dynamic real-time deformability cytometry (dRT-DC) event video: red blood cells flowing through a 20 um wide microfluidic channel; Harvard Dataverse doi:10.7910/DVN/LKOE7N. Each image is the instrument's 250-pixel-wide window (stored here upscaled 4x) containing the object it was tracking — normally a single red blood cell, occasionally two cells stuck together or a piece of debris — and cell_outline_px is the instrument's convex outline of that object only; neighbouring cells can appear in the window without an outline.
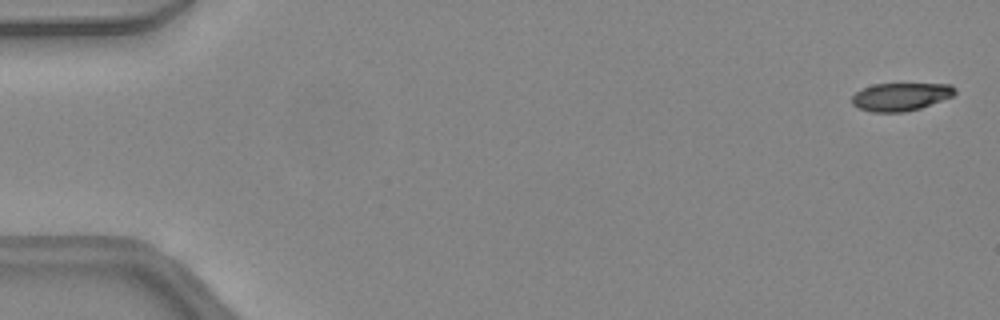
{"species": "common noctule bat (a hibernating species)", "species_latin": "Nyctalus noctula", "temperature_condition": "warm", "stored_images_in_passage": 47, "camera_frame_rate_fps": 3000, "um_per_image_px": 0.085, "animal": {"sex": "female", "body_mass_g": 24.6, "forearm_length_mm": 56.2}, "frame": {"image": 1, "passage_image": 2, "time_ms": 0.333, "image_size_px": [1000, 320], "cell_outline_px": [[956, 92], [952, 96], [920, 108], [904, 112], [872, 112], [860, 108], [852, 104], [852, 96], [856, 92], [864, 88], [876, 84], [952, 84], [956, 88]], "centroid_in_image_um": [76.57, 8.22], "position_along_channel_um": 8.4, "area_um2": 16.59}}
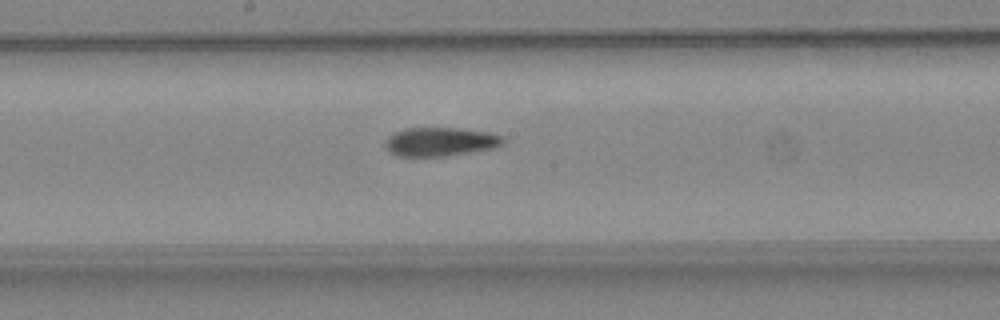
{"frame": {"image": 2, "passage_image": 26, "time_ms": 8.333, "image_size_px": [1000, 320], "cell_outline_px": [[504, 144], [496, 148], [444, 156], [400, 156], [392, 152], [384, 144], [388, 136], [404, 128], [456, 128], [488, 132], [504, 136]], "centroid_in_image_um": [37.48, 12.04], "position_along_channel_um": 210.7, "area_um2": 19.65}}
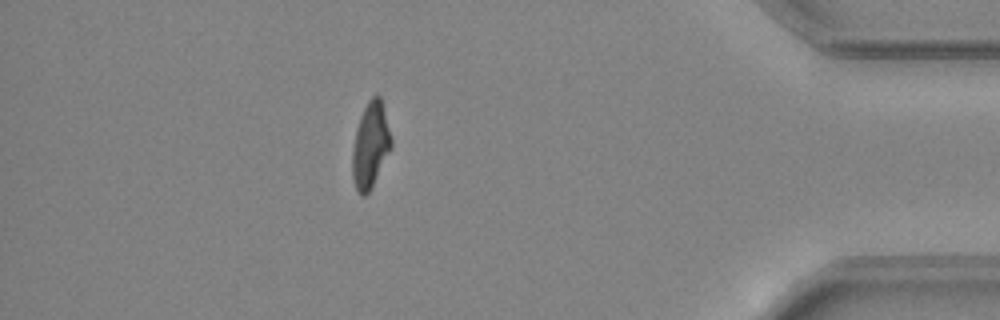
{"frame": {"image": 3, "passage_image": 42, "time_ms": 13.667, "image_size_px": [1000, 320], "cell_outline_px": [[392, 148], [372, 188], [364, 196], [360, 196], [356, 188], [352, 176], [352, 152], [356, 128], [360, 116], [368, 100], [372, 96], [380, 96], [392, 140]], "centroid_in_image_um": [31.49, 12.38], "position_along_channel_um": 403.7, "area_um2": 19.42}, "authors_computed_cell_mechanics": {"area_um2": 19.4208, "velocity_mm_per_s": 4.4546, "shape_relaxation_time_tau1_ms": 7.3857, "shape_relaxation_time_tau2_ms": 2.7711, "deformation_change_tau1": 0.2632, "deformation_change_tau2": 0.1184}}